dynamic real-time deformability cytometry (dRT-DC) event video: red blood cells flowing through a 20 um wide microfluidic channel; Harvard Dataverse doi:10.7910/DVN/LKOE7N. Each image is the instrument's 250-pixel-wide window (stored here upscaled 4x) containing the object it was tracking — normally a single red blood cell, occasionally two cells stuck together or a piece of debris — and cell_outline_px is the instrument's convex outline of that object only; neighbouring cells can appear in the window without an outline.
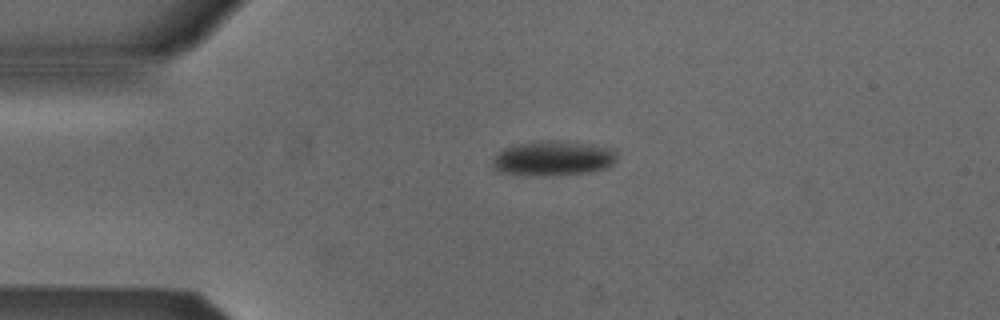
{"species": "Egyptian fruit bat (a non-hibernating species)", "species_latin": "Rousettus aegyptiacus", "temperature_condition": "cold", "stored_images_in_passage": 42, "camera_frame_rate_fps": 3000, "um_per_image_px": 0.085, "animal": {"sex": "male"}, "frame": {"image": 1, "passage_image": 1, "time_ms": 0.0, "image_size_px": [1000, 320], "cell_outline_px": [[616, 160], [608, 168], [592, 172], [544, 176], [524, 176], [500, 172], [492, 168], [492, 156], [504, 148], [516, 144], [556, 140], [592, 144], [616, 148]], "centroid_in_image_um": [47.02, 13.47], "position_along_channel_um": 38.0, "area_um2": 25.78}}
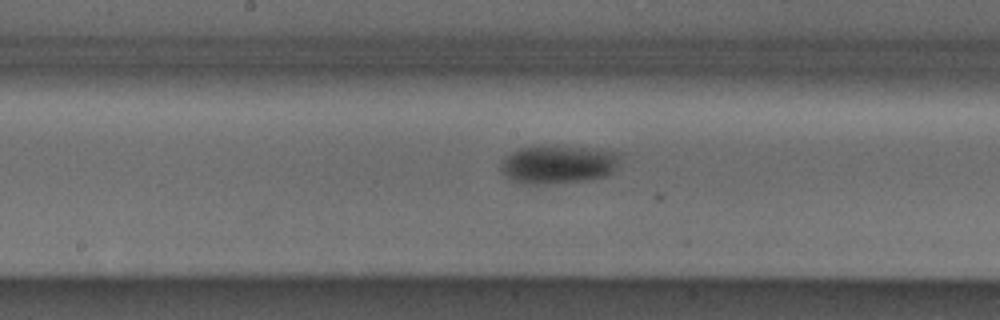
{"frame": {"image": 2, "passage_image": 16, "time_ms": 5.0, "image_size_px": [1000, 320], "cell_outline_px": [[624, 152], [616, 168], [608, 176], [588, 180], [544, 184], [520, 184], [508, 180], [500, 168], [504, 160], [508, 156], [520, 148], [584, 148]], "centroid_in_image_um": [47.51, 14.03], "position_along_channel_um": 200.7, "area_um2": 26.24}}
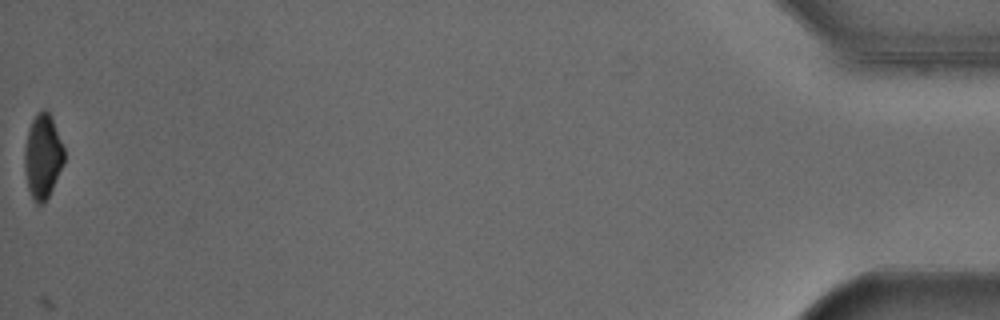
{"frame": {"image": 3, "passage_image": 42, "time_ms": 13.667, "image_size_px": [1000, 320], "cell_outline_px": [[64, 160], [52, 188], [44, 204], [36, 204], [28, 188], [24, 168], [24, 148], [28, 128], [36, 112], [44, 108], [52, 116], [64, 148]], "centroid_in_image_um": [3.61, 13.24], "position_along_channel_um": 431.6, "area_um2": 19.48}, "authors_computed_cell_mechanics": {"area_um2": 25.2586, "velocity_mm_per_s": 3.8741, "shape_relaxation_time_tau1_ms": 5.0412, "shape_relaxation_time_tau2_ms": null, "deformation_change_tau1": 0.1167, "deformation_change_tau2": null}}